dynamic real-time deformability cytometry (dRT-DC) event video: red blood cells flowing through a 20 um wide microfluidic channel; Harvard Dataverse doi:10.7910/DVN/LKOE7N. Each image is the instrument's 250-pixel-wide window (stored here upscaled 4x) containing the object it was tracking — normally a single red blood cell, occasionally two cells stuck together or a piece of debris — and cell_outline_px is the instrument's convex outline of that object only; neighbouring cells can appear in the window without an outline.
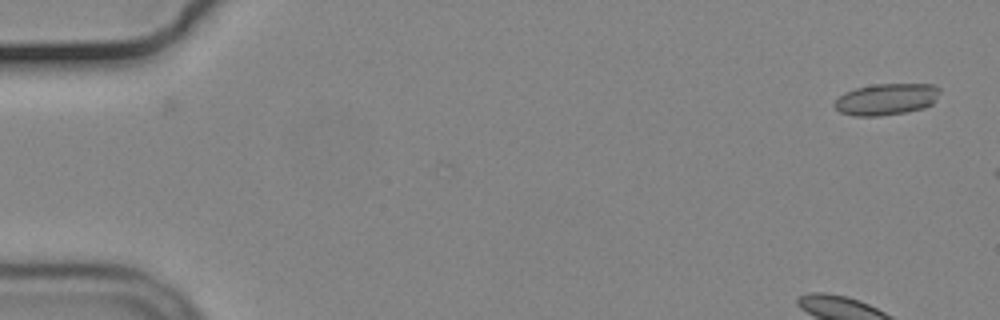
{"species": "common noctule bat (a hibernating species)", "species_latin": "Nyctalus noctula", "temperature_condition": "cold", "stored_images_in_passage": 3, "camera_frame_rate_fps": 3000, "um_per_image_px": 0.085, "animal": {"sex": "male", "body_mass_g": 19.2, "forearm_length_mm": 51.8}, "frame": {"image": 1, "passage_image": 2, "time_ms": 0.333, "image_size_px": [1000, 320], "cell_outline_px": [[940, 92], [932, 104], [924, 108], [904, 112], [880, 116], [852, 116], [840, 112], [832, 104], [844, 92], [856, 88], [876, 84], [932, 84], [940, 88]], "centroid_in_image_um": [75.33, 8.44], "position_along_channel_um": 9.7, "area_um2": 19.36}}